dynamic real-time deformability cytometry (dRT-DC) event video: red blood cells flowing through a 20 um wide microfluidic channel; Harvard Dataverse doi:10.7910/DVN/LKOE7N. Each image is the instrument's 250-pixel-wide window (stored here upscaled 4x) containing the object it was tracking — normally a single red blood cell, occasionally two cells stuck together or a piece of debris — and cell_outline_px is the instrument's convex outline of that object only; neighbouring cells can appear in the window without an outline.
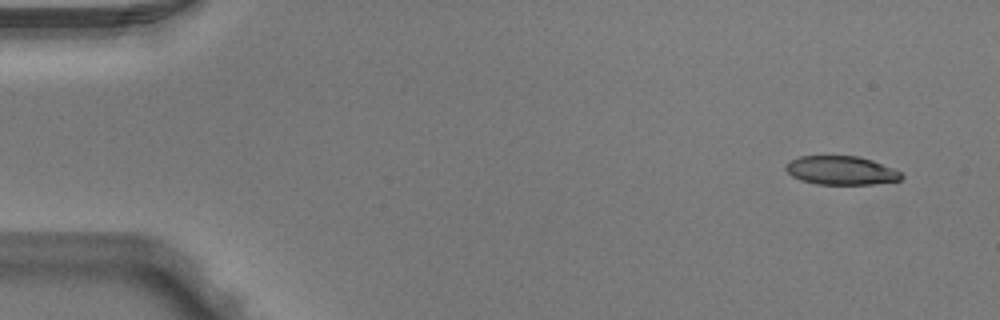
{"species": "Egyptian fruit bat (a non-hibernating species)", "species_latin": "Rousettus aegyptiacus", "temperature_condition": "warm", "stored_images_in_passage": 4, "camera_frame_rate_fps": 3000, "um_per_image_px": 0.085, "animal": {"sex": "male"}, "frame": {"image": 1, "passage_image": 1, "time_ms": 0.0, "image_size_px": [1000, 320], "cell_outline_px": [[904, 176], [900, 180], [876, 184], [816, 184], [800, 180], [792, 176], [784, 168], [784, 164], [800, 156], [860, 156], [872, 160], [892, 168], [900, 172]], "centroid_in_image_um": [71.48, 14.49], "position_along_channel_um": 13.5, "area_um2": 19.36}}
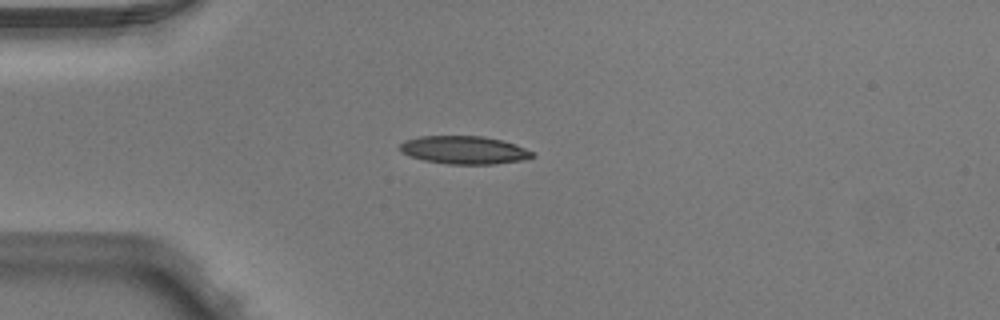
{"frame": {"image": 2, "passage_image": 4, "time_ms": 1.0, "image_size_px": [1000, 320], "cell_outline_px": [[536, 156], [520, 160], [492, 164], [448, 164], [424, 160], [408, 156], [400, 152], [396, 148], [404, 140], [420, 136], [484, 136], [516, 144], [532, 152]], "centroid_in_image_um": [39.37, 12.74], "position_along_channel_um": 45.6, "area_um2": 21.68}}